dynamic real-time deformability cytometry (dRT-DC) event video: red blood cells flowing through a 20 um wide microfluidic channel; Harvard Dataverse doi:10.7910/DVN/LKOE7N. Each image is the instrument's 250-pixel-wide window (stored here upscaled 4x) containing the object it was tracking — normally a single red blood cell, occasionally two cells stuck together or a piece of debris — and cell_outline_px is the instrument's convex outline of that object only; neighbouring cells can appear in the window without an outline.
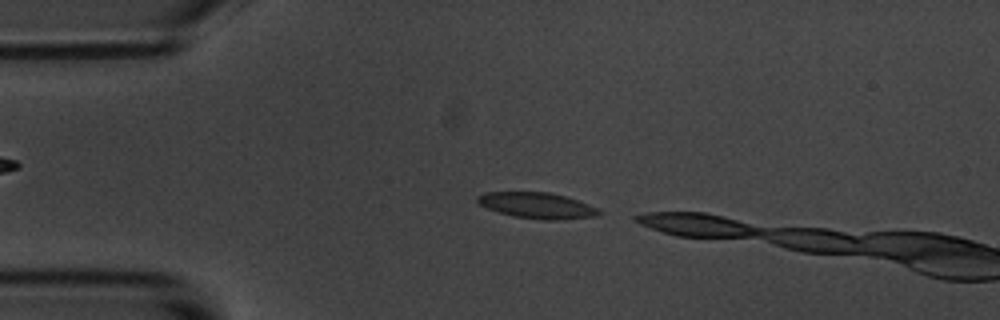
{"species": "common noctule bat (a hibernating species)", "species_latin": "Nyctalus noctula", "temperature_condition": "room temperature", "stored_images_in_passage": 2, "camera_frame_rate_fps": 3000, "um_per_image_px": 0.085, "animal": {"sex": "male", "body_mass_g": 20.1, "forearm_length_mm": 53.5}, "frame": {"image": 1, "passage_image": 2, "time_ms": 1.333, "image_size_px": [1000, 320], "cell_outline_px": [[600, 212], [596, 216], [564, 220], [544, 220], [512, 216], [488, 208], [480, 204], [476, 200], [476, 196], [484, 192], [548, 192], [564, 196], [588, 204], [596, 208]], "centroid_in_image_um": [45.62, 17.47], "position_along_channel_um": 39.4, "area_um2": 18.21}}